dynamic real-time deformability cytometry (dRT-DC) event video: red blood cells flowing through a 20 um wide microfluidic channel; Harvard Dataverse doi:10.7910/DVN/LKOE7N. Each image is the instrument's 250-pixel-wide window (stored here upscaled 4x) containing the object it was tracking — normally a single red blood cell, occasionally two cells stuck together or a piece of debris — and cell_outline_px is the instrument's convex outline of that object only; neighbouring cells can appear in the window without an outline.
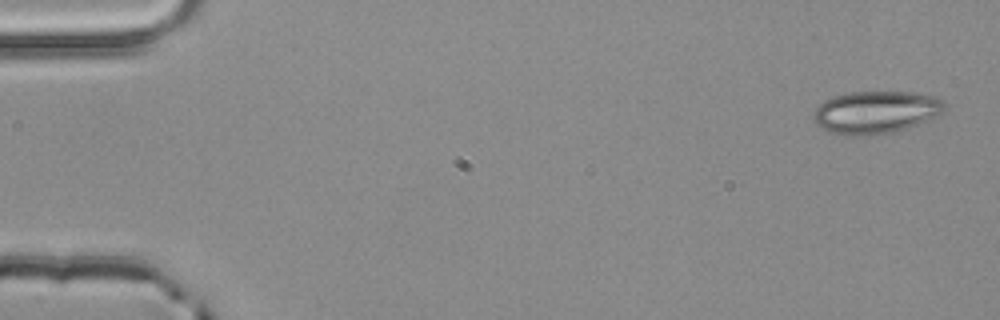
{"species": "common noctule bat (a hibernating species)", "species_latin": "Nyctalus noctula", "temperature_condition": "room temperature", "stored_images_in_passage": 4, "camera_frame_rate_fps": 3000, "um_per_image_px": 0.085, "animal": {"sex": "male", "body_mass_g": 20.4}, "frame": {"image": 1, "passage_image": 1, "time_ms": 0.0, "image_size_px": [1000, 320], "cell_outline_px": [[944, 108], [936, 116], [928, 120], [908, 128], [892, 132], [872, 136], [852, 136], [832, 132], [816, 124], [812, 116], [812, 112], [824, 100], [832, 96], [848, 92], [912, 92], [936, 96], [944, 100]], "centroid_in_image_um": [74.43, 9.53], "position_along_channel_um": 10.6, "area_um2": 32.66}}